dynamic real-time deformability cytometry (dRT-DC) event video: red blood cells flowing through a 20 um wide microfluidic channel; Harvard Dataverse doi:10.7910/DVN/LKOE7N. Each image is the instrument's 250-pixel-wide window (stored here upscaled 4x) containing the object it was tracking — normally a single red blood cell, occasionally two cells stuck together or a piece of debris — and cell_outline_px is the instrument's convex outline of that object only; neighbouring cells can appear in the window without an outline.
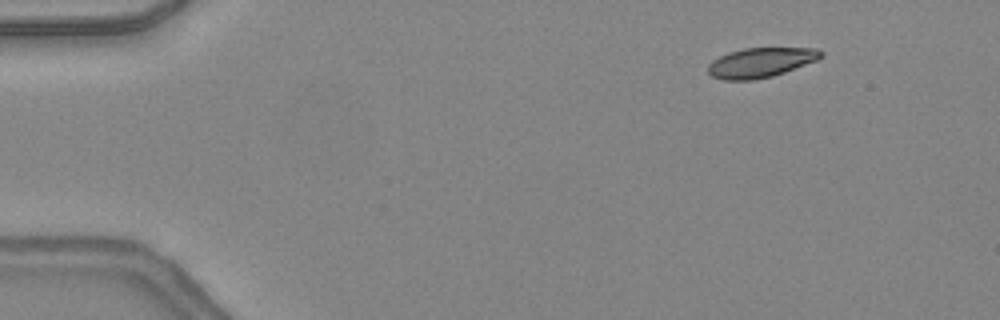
{"species": "common noctule bat (a hibernating species)", "species_latin": "Nyctalus noctula", "temperature_condition": "warm", "stored_images_in_passage": 43, "camera_frame_rate_fps": 3000, "um_per_image_px": 0.085, "animal": {"sex": "female", "body_mass_g": 24.6, "forearm_length_mm": 56.2}, "frame": {"image": 1, "passage_image": 1, "time_ms": 0.0, "image_size_px": [1000, 320], "cell_outline_px": [[824, 56], [816, 60], [784, 72], [772, 76], [752, 80], [724, 80], [712, 76], [708, 72], [708, 64], [712, 60], [728, 52], [744, 48], [816, 48], [824, 52]], "centroid_in_image_um": [64.64, 5.31], "position_along_channel_um": 20.4, "area_um2": 19.48}}
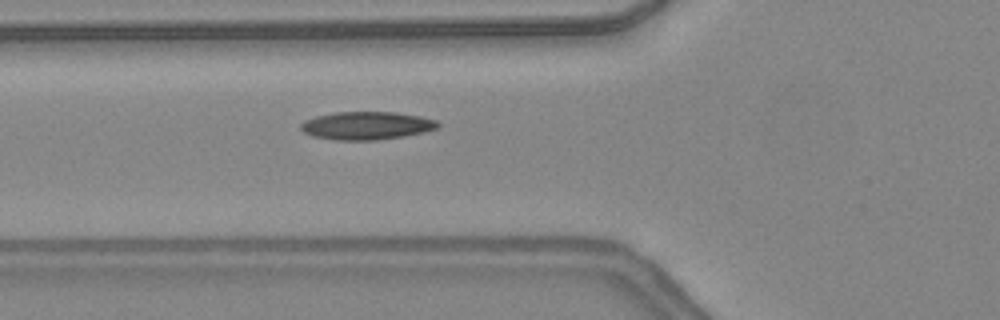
{"frame": {"image": 2, "passage_image": 13, "time_ms": 4.0, "image_size_px": [1000, 320], "cell_outline_px": [[440, 124], [436, 128], [424, 132], [404, 136], [376, 140], [332, 140], [312, 136], [304, 132], [300, 128], [300, 124], [304, 120], [316, 116], [336, 112], [396, 112], [420, 116], [436, 120]], "centroid_in_image_um": [31.14, 10.68], "position_along_channel_um": 94.7, "area_um2": 22.43}}
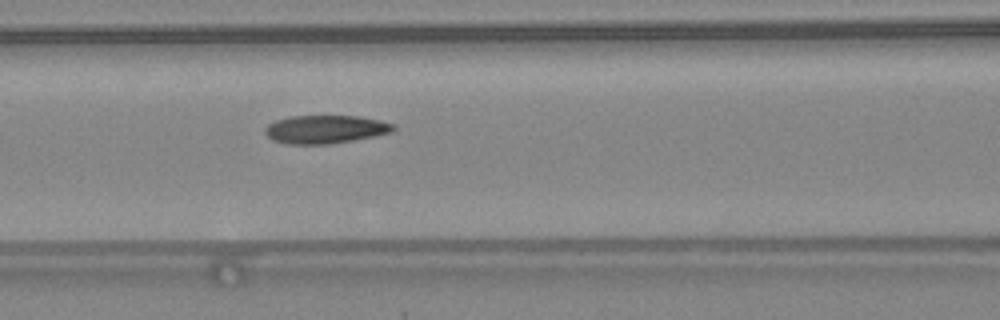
{"frame": {"image": 3, "passage_image": 16, "time_ms": 5.0, "image_size_px": [1000, 320], "cell_outline_px": [[396, 128], [392, 132], [352, 140], [328, 144], [288, 144], [272, 140], [264, 132], [264, 128], [268, 124], [276, 120], [288, 116], [360, 116], [380, 120], [392, 124]], "centroid_in_image_um": [27.62, 10.98], "position_along_channel_um": 139.0, "area_um2": 21.04}, "authors_computed_cell_mechanics": {"area_um2": 21.097, "velocity_mm_per_s": 4.3661, "shape_relaxation_time_tau1_ms": 4.5515, "shape_relaxation_time_tau2_ms": 2.7388, "deformation_change_tau1": 0.1566, "deformation_change_tau2": 0.0793}}